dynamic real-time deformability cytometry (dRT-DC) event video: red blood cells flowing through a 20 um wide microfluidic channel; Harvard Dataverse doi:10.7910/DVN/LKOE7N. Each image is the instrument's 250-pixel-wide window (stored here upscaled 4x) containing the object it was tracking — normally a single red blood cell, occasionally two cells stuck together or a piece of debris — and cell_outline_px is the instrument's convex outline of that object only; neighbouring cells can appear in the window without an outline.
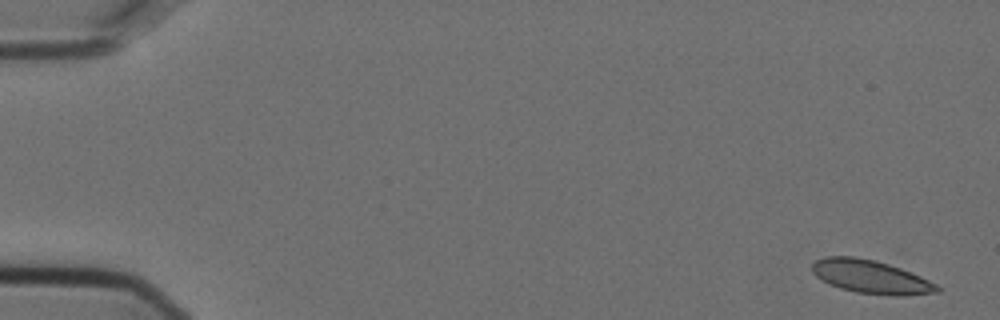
{"species": "Egyptian fruit bat (a non-hibernating species)", "species_latin": "Rousettus aegyptiacus", "temperature_condition": "cold", "stored_images_in_passage": 5, "camera_frame_rate_fps": 3000, "um_per_image_px": 0.085, "animal": {"sex": "female"}, "frame": {"image": 1, "passage_image": 1, "time_ms": 0.0, "image_size_px": [1000, 320], "cell_outline_px": [[940, 292], [904, 296], [896, 296], [856, 292], [840, 288], [828, 284], [816, 276], [812, 272], [812, 264], [816, 260], [824, 256], [852, 256], [872, 260], [888, 264], [900, 268], [920, 276], [936, 284], [940, 288]], "centroid_in_image_um": [74.0, 23.54], "position_along_channel_um": 11.0, "area_um2": 24.22}}
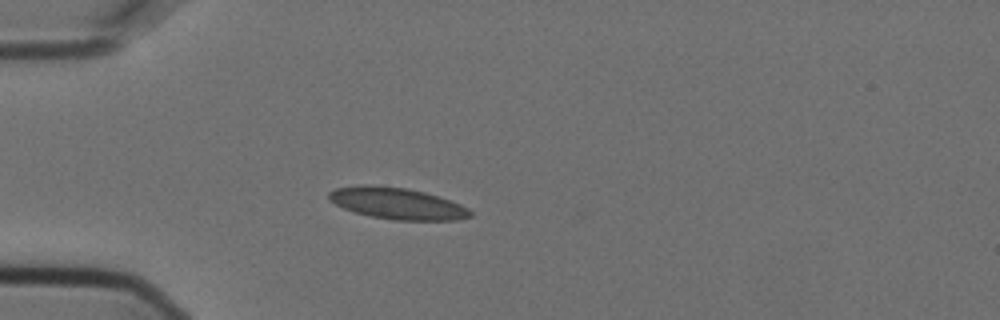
{"frame": {"image": 2, "passage_image": 5, "time_ms": 1.333, "image_size_px": [1000, 320], "cell_outline_px": [[472, 216], [460, 220], [392, 220], [352, 212], [328, 200], [328, 192], [336, 188], [360, 184], [364, 184], [408, 188], [424, 192], [460, 204], [468, 208], [472, 212]], "centroid_in_image_um": [33.73, 17.29], "position_along_channel_um": 51.3, "area_um2": 26.01}}